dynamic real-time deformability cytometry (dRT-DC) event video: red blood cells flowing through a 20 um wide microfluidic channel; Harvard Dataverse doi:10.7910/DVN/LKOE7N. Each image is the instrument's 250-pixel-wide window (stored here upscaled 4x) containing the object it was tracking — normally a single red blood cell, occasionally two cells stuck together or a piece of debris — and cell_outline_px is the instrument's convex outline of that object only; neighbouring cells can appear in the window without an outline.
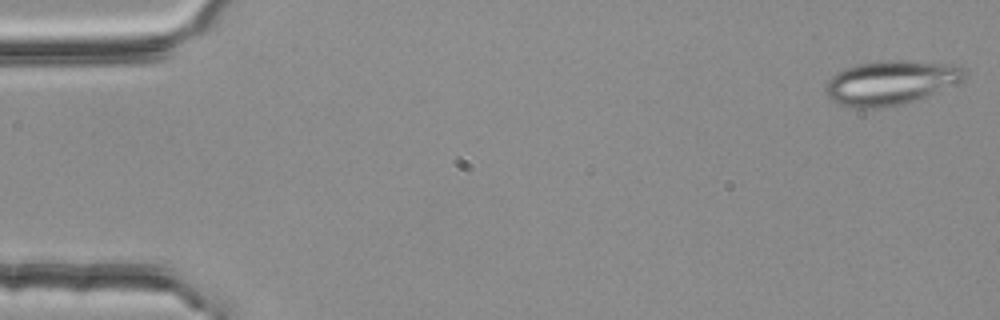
{"species": "common noctule bat (a hibernating species)", "species_latin": "Nyctalus noctula", "temperature_condition": "room temperature", "stored_images_in_passage": 55, "segment_of_instrument_passage": [1, 2], "camera_frame_rate_fps": 3000, "um_per_image_px": 0.085, "animal": {"sex": "female", "body_mass_g": 25.1}, "frame": {"image": 1, "passage_image": 1, "time_ms": 0.0, "image_size_px": [1000, 320], "cell_outline_px": [[968, 76], [964, 80], [924, 96], [900, 104], [880, 108], [852, 108], [840, 104], [832, 100], [824, 92], [824, 88], [828, 80], [836, 72], [844, 68], [856, 64], [884, 60], [908, 60], [960, 64], [968, 68]], "centroid_in_image_um": [75.73, 6.99], "position_along_channel_um": 9.3, "area_um2": 36.18}}
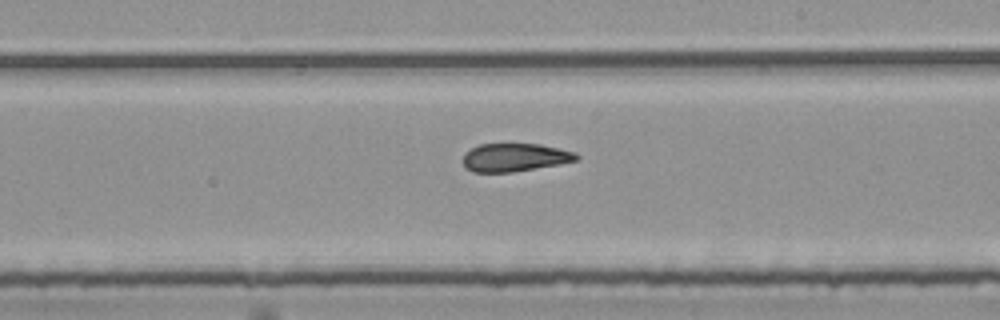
{"frame": {"image": 2, "passage_image": 31, "time_ms": 10.0, "image_size_px": [1000, 320], "cell_outline_px": [[580, 160], [560, 164], [512, 172], [472, 172], [464, 168], [464, 152], [480, 144], [540, 144], [576, 152], [580, 156]], "centroid_in_image_um": [43.78, 13.38], "position_along_channel_um": 245.2, "area_um2": 18.73}}
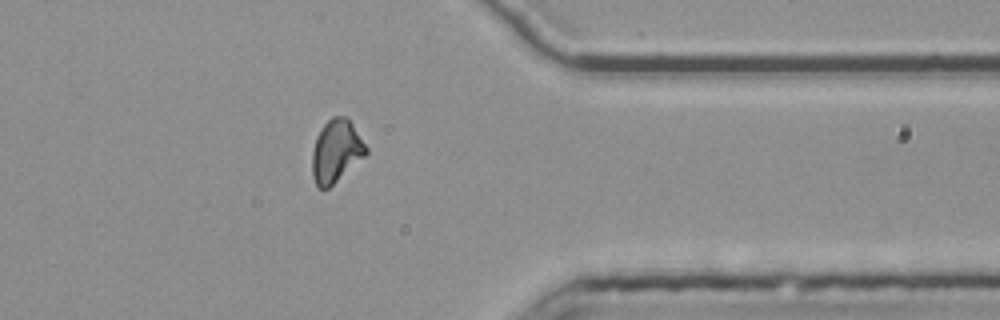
{"frame": {"image": 3, "passage_image": 43, "time_ms": 14.0, "image_size_px": [1000, 320], "cell_outline_px": [[368, 152], [364, 156], [328, 188], [316, 188], [312, 176], [312, 152], [316, 136], [320, 128], [332, 116], [344, 116], [352, 124], [368, 148]], "centroid_in_image_um": [28.54, 12.84], "position_along_channel_um": 382.9, "area_um2": 19.48}}